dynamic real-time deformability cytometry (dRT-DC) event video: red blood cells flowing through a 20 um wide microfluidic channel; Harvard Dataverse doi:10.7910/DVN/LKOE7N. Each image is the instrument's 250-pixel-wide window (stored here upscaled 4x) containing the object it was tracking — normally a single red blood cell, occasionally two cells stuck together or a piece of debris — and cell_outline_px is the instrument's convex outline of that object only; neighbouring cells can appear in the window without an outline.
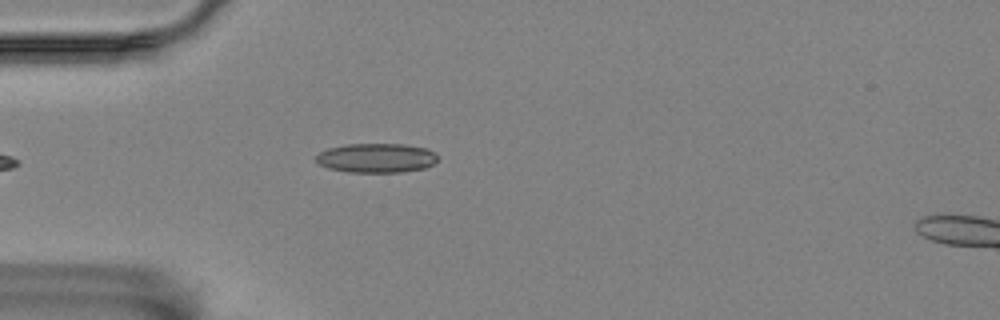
{"species": "Egyptian fruit bat (a non-hibernating species)", "species_latin": "Rousettus aegyptiacus", "temperature_condition": "room temperature", "stored_images_in_passage": 2, "camera_frame_rate_fps": 3000, "um_per_image_px": 0.085, "animal": {"sex": "female"}, "frame": {"image": 1, "passage_image": 2, "time_ms": 1.0, "image_size_px": [1000, 320], "cell_outline_px": [[436, 160], [432, 164], [424, 168], [400, 172], [348, 172], [328, 168], [320, 164], [316, 160], [316, 156], [320, 152], [328, 148], [348, 144], [400, 144], [428, 148], [436, 156]], "centroid_in_image_um": [31.97, 13.43], "position_along_channel_um": 53.0, "area_um2": 20.58}}